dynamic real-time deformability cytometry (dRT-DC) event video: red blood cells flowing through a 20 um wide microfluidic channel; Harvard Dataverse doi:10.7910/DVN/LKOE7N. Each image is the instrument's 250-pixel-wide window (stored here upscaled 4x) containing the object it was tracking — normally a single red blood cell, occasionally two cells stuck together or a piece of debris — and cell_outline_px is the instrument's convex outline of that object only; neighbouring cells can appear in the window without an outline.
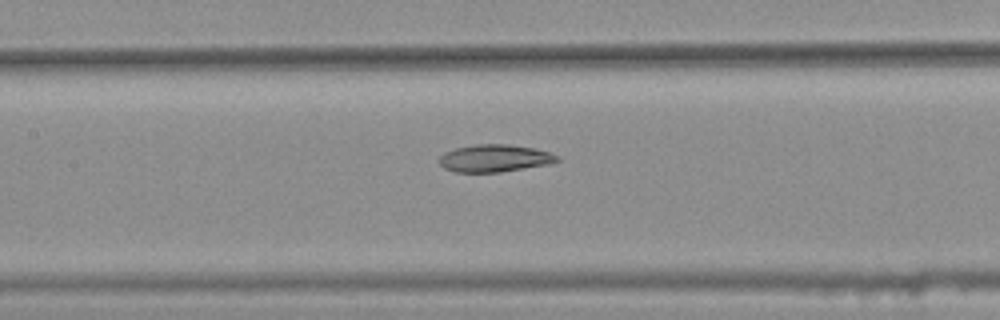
{"species": "common noctule bat (a hibernating species)", "species_latin": "Nyctalus noctula", "temperature_condition": "warm", "stored_images_in_passage": 13, "camera_frame_rate_fps": 3000, "um_per_image_px": 0.085, "animal": {"sex": "female", "body_mass_g": 25.1}, "frame": {"image": 1, "passage_image": 8, "time_ms": 2.333, "image_size_px": [1000, 320], "cell_outline_px": [[560, 160], [548, 164], [500, 172], [456, 172], [444, 168], [440, 164], [440, 156], [444, 152], [456, 148], [476, 144], [508, 144], [536, 148], [560, 156]], "centroid_in_image_um": [42.05, 13.44], "position_along_channel_um": 165.3, "area_um2": 18.79}}
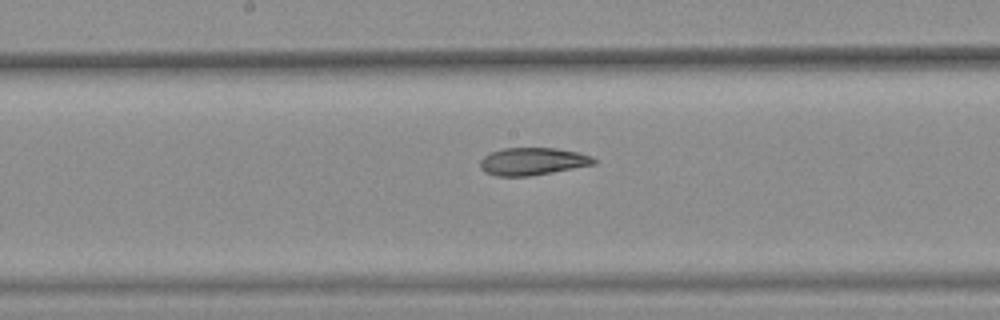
{"frame": {"image": 2, "passage_image": 11, "time_ms": 3.333, "image_size_px": [1000, 320], "cell_outline_px": [[596, 164], [528, 176], [496, 176], [484, 172], [480, 168], [480, 160], [488, 152], [504, 148], [556, 148], [576, 152], [592, 156], [596, 160]], "centroid_in_image_um": [45.23, 13.71], "position_along_channel_um": 203.0, "area_um2": 18.21}}